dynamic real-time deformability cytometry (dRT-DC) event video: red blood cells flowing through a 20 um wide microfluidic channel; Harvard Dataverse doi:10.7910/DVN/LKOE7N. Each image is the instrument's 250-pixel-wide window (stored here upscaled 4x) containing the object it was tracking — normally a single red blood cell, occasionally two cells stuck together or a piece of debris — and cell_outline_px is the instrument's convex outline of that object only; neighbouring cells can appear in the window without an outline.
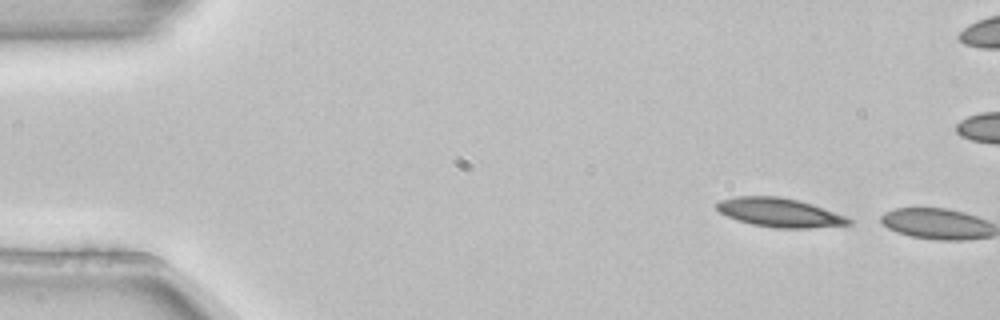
{"species": "common noctule bat (a hibernating species)", "species_latin": "Nyctalus noctula", "temperature_condition": "room temperature", "stored_images_in_passage": 2, "camera_frame_rate_fps": 3000, "um_per_image_px": 0.085, "animal": {"sex": "female", "body_mass_g": 22.7, "forearm_length_mm": 54.2}, "frame": {"image": 1, "passage_image": 1, "time_ms": 0.0, "image_size_px": [1000, 320], "cell_outline_px": [[852, 224], [808, 228], [776, 228], [752, 224], [728, 216], [720, 212], [716, 208], [716, 204], [720, 200], [736, 196], [780, 196], [800, 200], [824, 208], [844, 216], [852, 220]], "centroid_in_image_um": [66.27, 18.05], "position_along_channel_um": 18.7, "area_um2": 22.08}}